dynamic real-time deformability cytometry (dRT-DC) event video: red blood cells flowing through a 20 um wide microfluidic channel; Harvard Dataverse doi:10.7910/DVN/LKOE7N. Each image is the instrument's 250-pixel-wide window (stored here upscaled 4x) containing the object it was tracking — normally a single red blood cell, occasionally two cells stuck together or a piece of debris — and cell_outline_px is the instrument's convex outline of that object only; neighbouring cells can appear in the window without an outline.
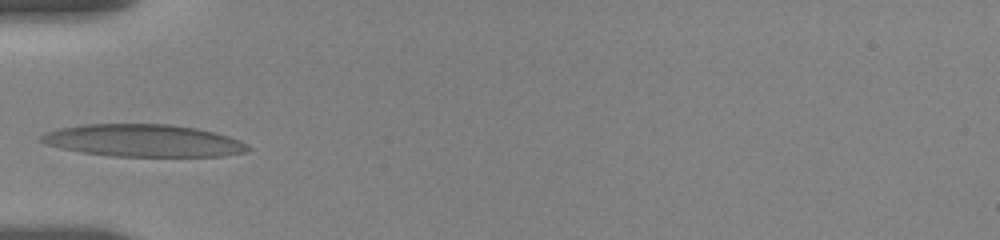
{"species": "human", "species_latin": "Homo sapiens", "temperature_condition": "room temperature", "stored_images_in_passage": 2, "camera_frame_rate_fps": 3000, "um_per_image_px": 0.085, "donor": {"sex": "female"}, "frame": {"image": 1, "passage_image": 1, "time_ms": 0.0, "image_size_px": [1000, 240], "cell_outline_px": [[252, 148], [248, 152], [224, 156], [112, 156], [80, 152], [60, 148], [44, 144], [40, 140], [40, 136], [48, 132], [60, 128], [84, 124], [172, 124], [196, 128], [216, 132], [240, 140], [248, 144]], "centroid_in_image_um": [12.23, 11.95], "position_along_channel_um": 72.8, "area_um2": 39.19}}